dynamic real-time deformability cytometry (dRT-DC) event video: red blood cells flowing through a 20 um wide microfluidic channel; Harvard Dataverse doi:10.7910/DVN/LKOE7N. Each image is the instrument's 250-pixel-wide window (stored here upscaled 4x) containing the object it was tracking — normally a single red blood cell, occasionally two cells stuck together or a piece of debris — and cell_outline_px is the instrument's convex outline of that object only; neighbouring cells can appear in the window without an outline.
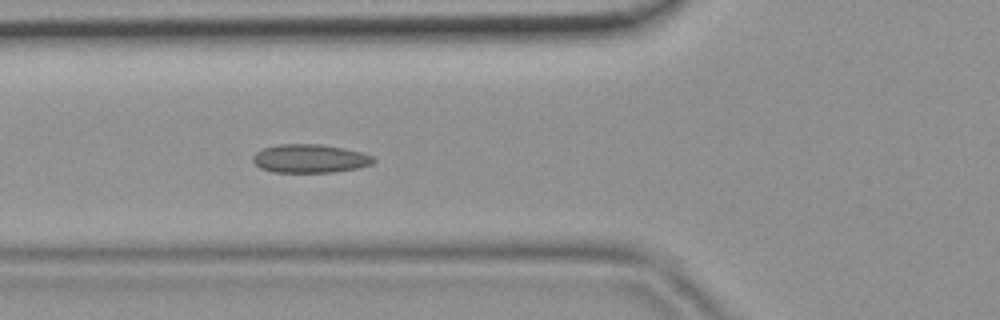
{"species": "common noctule bat (a hibernating species)", "species_latin": "Nyctalus noctula", "temperature_condition": "room temperature", "stored_images_in_passage": 12, "camera_frame_rate_fps": 3000, "um_per_image_px": 0.085, "animal": {"sex": "female", "body_mass_g": 19.9}, "frame": {"image": 1, "passage_image": 6, "time_ms": 1.667, "image_size_px": [1000, 320], "cell_outline_px": [[376, 160], [372, 164], [356, 168], [332, 172], [272, 172], [260, 168], [252, 160], [252, 156], [256, 152], [264, 148], [276, 144], [324, 144], [344, 148], [360, 152], [372, 156]], "centroid_in_image_um": [26.32, 13.47], "position_along_channel_um": 99.5, "area_um2": 20.06}}
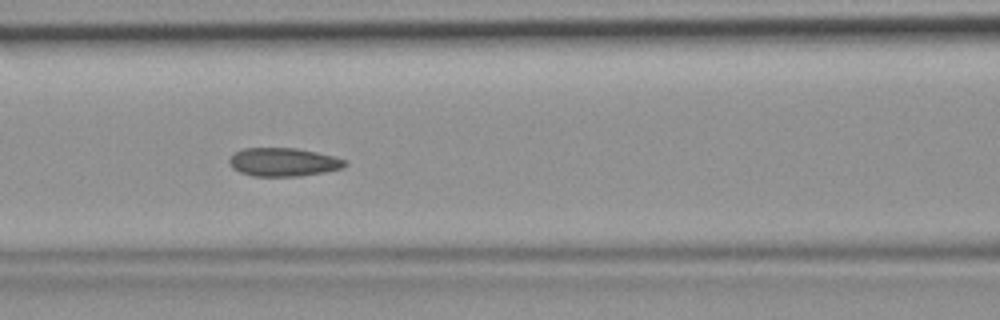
{"frame": {"image": 2, "passage_image": 9, "time_ms": 2.667, "image_size_px": [1000, 320], "cell_outline_px": [[348, 164], [340, 168], [324, 172], [300, 176], [252, 176], [240, 172], [232, 168], [228, 164], [228, 160], [232, 152], [244, 148], [296, 148], [316, 152], [348, 160]], "centroid_in_image_um": [24.04, 13.77], "position_along_channel_um": 142.6, "area_um2": 19.31}}